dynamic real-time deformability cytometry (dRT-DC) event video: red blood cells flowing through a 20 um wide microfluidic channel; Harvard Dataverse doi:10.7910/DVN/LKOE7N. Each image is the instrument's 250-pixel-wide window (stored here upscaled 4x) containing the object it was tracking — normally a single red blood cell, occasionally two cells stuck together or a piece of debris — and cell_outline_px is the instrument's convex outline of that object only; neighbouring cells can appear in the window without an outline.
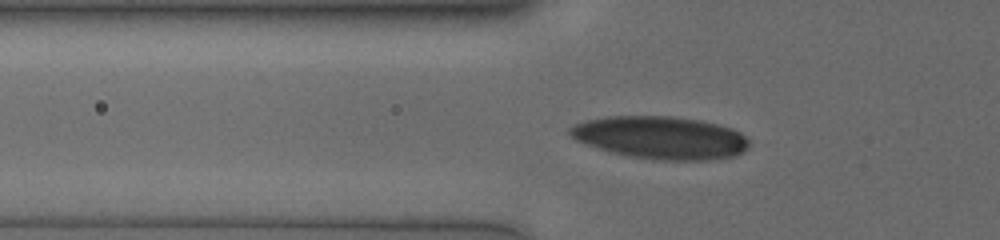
{"species": "human", "species_latin": "Homo sapiens", "temperature_condition": "cold", "stored_images_in_passage": 53, "camera_frame_rate_fps": 3000, "um_per_image_px": 0.085, "donor": {"sex": "male"}, "frame": {"image": 1, "passage_image": 19, "time_ms": 6.0, "image_size_px": [1000, 240], "cell_outline_px": [[748, 148], [744, 152], [736, 156], [708, 160], [664, 160], [628, 156], [612, 152], [576, 140], [568, 132], [568, 128], [576, 124], [588, 120], [608, 116], [672, 116], [700, 120], [732, 128], [740, 132], [748, 140]], "centroid_in_image_um": [56.19, 11.7], "position_along_channel_um": 69.6, "area_um2": 44.33}}
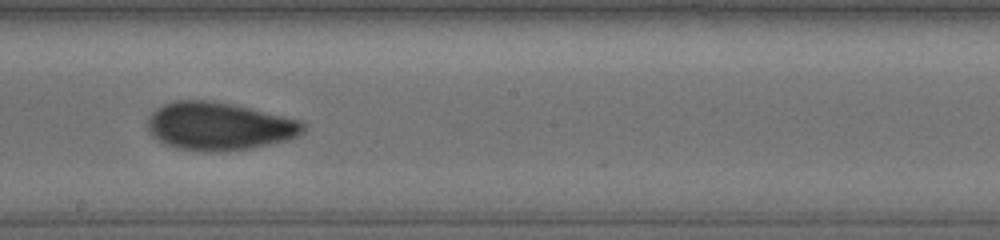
{"frame": {"image": 2, "passage_image": 32, "time_ms": 10.333, "image_size_px": [1000, 240], "cell_outline_px": [[304, 132], [288, 140], [248, 148], [220, 152], [200, 152], [176, 148], [164, 144], [156, 140], [148, 132], [148, 120], [152, 112], [156, 108], [164, 104], [176, 100], [204, 100], [232, 104], [300, 120], [304, 124]], "centroid_in_image_um": [18.57, 10.74], "position_along_channel_um": 229.6, "area_um2": 43.47}}
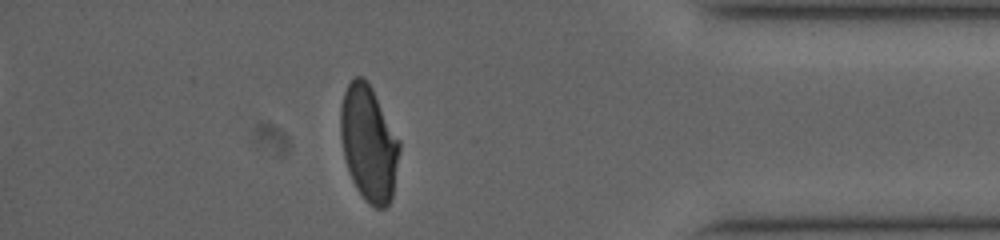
{"frame": {"image": 3, "passage_image": 48, "time_ms": 15.667, "image_size_px": [1000, 240], "cell_outline_px": [[400, 148], [392, 196], [388, 204], [384, 208], [376, 208], [368, 204], [364, 200], [356, 188], [352, 180], [344, 156], [340, 136], [340, 108], [344, 92], [348, 84], [356, 76], [364, 76], [368, 80], [400, 140]], "centroid_in_image_um": [31.34, 12.16], "position_along_channel_um": 403.9, "area_um2": 39.77}}